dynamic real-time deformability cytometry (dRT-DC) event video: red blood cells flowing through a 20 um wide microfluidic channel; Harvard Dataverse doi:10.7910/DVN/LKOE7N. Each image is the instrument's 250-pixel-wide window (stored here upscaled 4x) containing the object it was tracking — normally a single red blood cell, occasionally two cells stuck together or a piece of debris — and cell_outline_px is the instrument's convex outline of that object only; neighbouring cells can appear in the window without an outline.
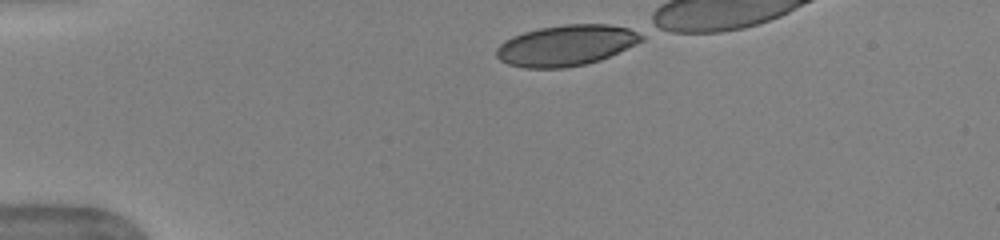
{"species": "human", "species_latin": "Homo sapiens", "temperature_condition": "warm", "stored_images_in_passage": 34, "camera_frame_rate_fps": 3000, "um_per_image_px": 0.085, "donor": {"sex": "female"}, "frame": {"image": 1, "passage_image": 1, "time_ms": 0.0, "image_size_px": [1000, 240], "cell_outline_px": [[644, 40], [636, 44], [600, 60], [584, 64], [564, 68], [524, 68], [508, 64], [500, 60], [496, 56], [496, 48], [504, 40], [512, 36], [524, 32], [540, 28], [564, 24], [608, 24], [628, 28], [644, 32]], "centroid_in_image_um": [48.14, 3.85], "position_along_channel_um": 36.9, "area_um2": 34.68}}
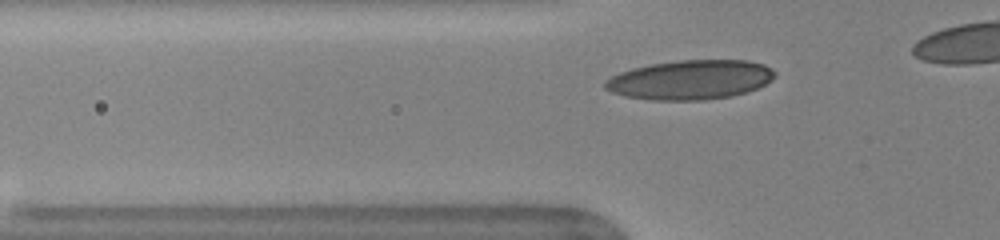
{"frame": {"image": 2, "passage_image": 7, "time_ms": 2.0, "image_size_px": [1000, 240], "cell_outline_px": [[776, 76], [772, 80], [748, 92], [732, 96], [704, 100], [652, 100], [624, 96], [612, 92], [604, 88], [604, 80], [620, 72], [632, 68], [652, 64], [676, 60], [748, 60], [764, 64], [772, 68], [776, 72]], "centroid_in_image_um": [58.69, 6.78], "position_along_channel_um": 67.1, "area_um2": 39.25}}
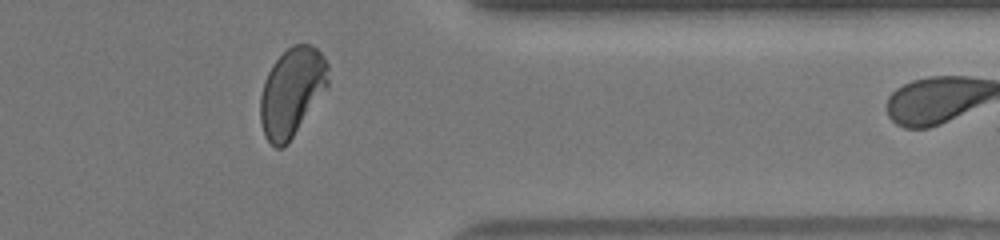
{"frame": {"image": 3, "passage_image": 32, "time_ms": 10.333, "image_size_px": [1000, 240], "cell_outline_px": [[328, 88], [288, 144], [284, 148], [276, 148], [264, 136], [260, 120], [260, 96], [264, 80], [272, 64], [292, 44], [308, 44], [316, 48], [320, 52], [328, 64]], "centroid_in_image_um": [24.81, 7.84], "position_along_channel_um": 386.6, "area_um2": 35.26}}